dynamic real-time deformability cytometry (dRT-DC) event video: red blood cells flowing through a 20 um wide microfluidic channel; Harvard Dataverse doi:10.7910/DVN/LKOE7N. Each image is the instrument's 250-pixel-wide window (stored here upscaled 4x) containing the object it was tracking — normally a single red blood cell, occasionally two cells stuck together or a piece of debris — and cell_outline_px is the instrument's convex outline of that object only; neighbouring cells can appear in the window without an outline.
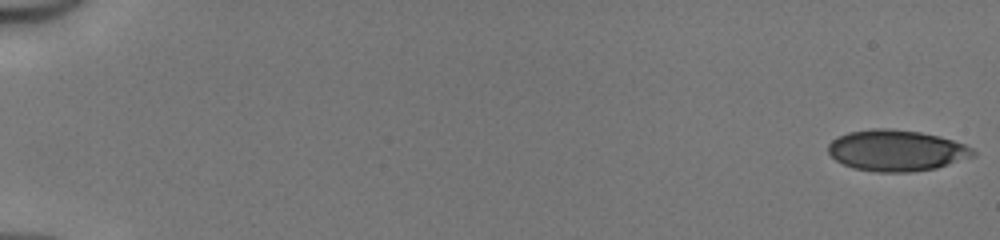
{"species": "human", "species_latin": "Homo sapiens", "temperature_condition": "cold", "stored_images_in_passage": 50, "camera_frame_rate_fps": 3000, "um_per_image_px": 0.085, "donor": {"sex": "male"}, "frame": {"image": 1, "passage_image": 1, "time_ms": 0.0, "image_size_px": [1000, 240], "cell_outline_px": [[976, 156], [936, 168], [908, 172], [876, 172], [852, 168], [836, 160], [828, 152], [828, 144], [836, 136], [848, 132], [872, 128], [892, 128], [920, 132], [952, 140], [964, 144], [972, 148], [976, 152]], "centroid_in_image_um": [76.18, 12.79], "position_along_channel_um": 8.8, "area_um2": 34.85}}
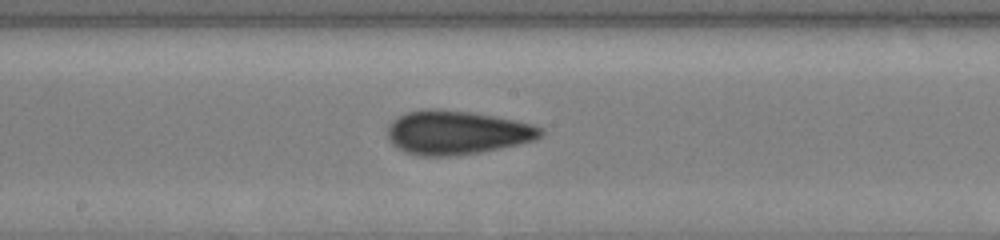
{"frame": {"image": 2, "passage_image": 29, "time_ms": 9.333, "image_size_px": [1000, 240], "cell_outline_px": [[544, 136], [536, 140], [500, 148], [480, 152], [456, 156], [420, 156], [408, 152], [392, 144], [388, 140], [388, 124], [396, 116], [408, 112], [424, 108], [440, 108], [472, 112], [496, 116], [516, 120], [532, 124], [544, 128]], "centroid_in_image_um": [38.85, 11.25], "position_along_channel_um": 209.3, "area_um2": 39.65}}
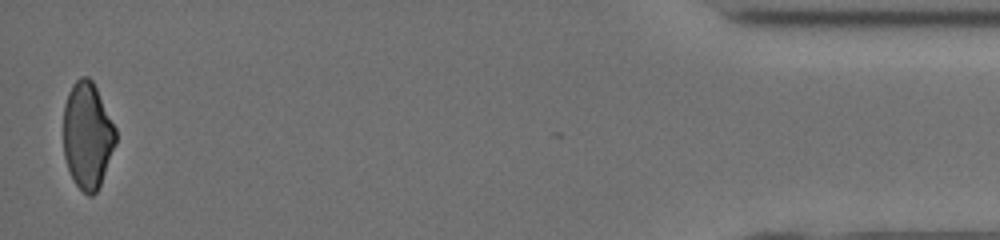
{"frame": {"image": 3, "passage_image": 50, "time_ms": 16.333, "image_size_px": [1000, 240], "cell_outline_px": [[116, 144], [100, 184], [96, 192], [92, 196], [88, 196], [76, 184], [68, 168], [64, 156], [64, 104], [68, 92], [72, 84], [80, 76], [88, 76], [92, 80], [116, 128]], "centroid_in_image_um": [7.43, 11.49], "position_along_channel_um": 427.8, "area_um2": 32.31}, "authors_computed_cell_mechanics": {"area_um2": 36.2984, "velocity_mm_per_s": 4.1901, "shape_relaxation_time_tau1_ms": 9.2011, "shape_relaxation_time_tau2_ms": 1.7961, "deformation_change_tau1": 0.1743, "deformation_change_tau2": 0.0871}}